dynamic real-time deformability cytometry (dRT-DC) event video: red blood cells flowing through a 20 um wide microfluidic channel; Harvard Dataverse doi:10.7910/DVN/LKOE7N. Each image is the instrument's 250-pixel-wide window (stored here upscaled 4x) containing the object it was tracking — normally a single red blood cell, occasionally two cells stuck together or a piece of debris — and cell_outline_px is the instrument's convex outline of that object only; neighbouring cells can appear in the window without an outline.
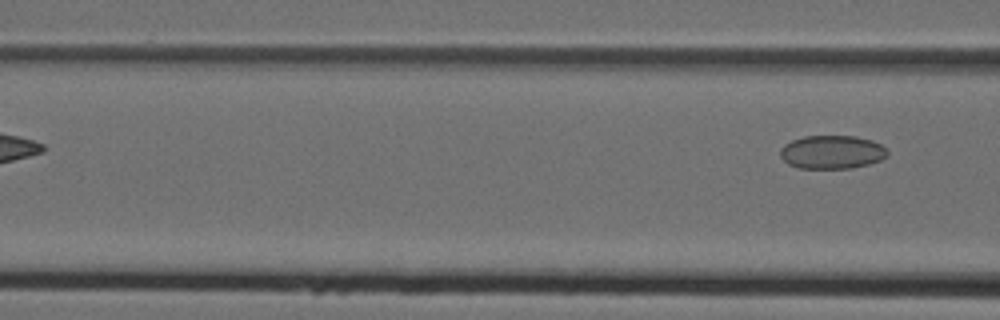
{"species": "Egyptian fruit bat (a non-hibernating species)", "species_latin": "Rousettus aegyptiacus", "temperature_condition": "cold", "stored_images_in_passage": 5, "camera_frame_rate_fps": 3000, "um_per_image_px": 0.085, "animal": {"sex": "female"}, "frame": {"image": 1, "passage_image": 5, "time_ms": 1.333, "image_size_px": [1000, 320], "cell_outline_px": [[888, 156], [880, 160], [868, 164], [852, 168], [800, 168], [788, 164], [780, 156], [780, 148], [784, 144], [792, 140], [804, 136], [856, 136], [872, 140], [880, 144], [888, 152]], "centroid_in_image_um": [70.7, 12.92], "position_along_channel_um": 95.9, "area_um2": 20.92}}